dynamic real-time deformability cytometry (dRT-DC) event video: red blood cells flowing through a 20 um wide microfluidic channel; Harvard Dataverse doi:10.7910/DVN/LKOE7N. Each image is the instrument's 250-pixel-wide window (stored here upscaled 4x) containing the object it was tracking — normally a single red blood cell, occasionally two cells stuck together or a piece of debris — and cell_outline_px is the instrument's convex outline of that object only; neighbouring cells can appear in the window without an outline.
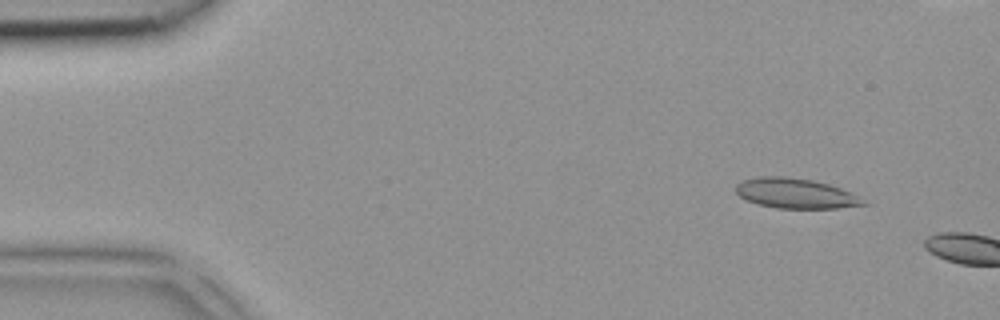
{"species": "common noctule bat (a hibernating species)", "species_latin": "Nyctalus noctula", "temperature_condition": "room temperature", "stored_images_in_passage": 2, "camera_frame_rate_fps": 3000, "um_per_image_px": 0.085, "animal": {"sex": "female", "body_mass_g": 18.4}, "frame": {"image": 1, "passage_image": 1, "time_ms": 0.0, "image_size_px": [1000, 320], "cell_outline_px": [[868, 204], [836, 208], [776, 208], [756, 204], [744, 200], [736, 192], [736, 184], [744, 180], [760, 176], [780, 176], [812, 180], [828, 184], [840, 188], [848, 192]], "centroid_in_image_um": [67.53, 16.44], "position_along_channel_um": 17.5, "area_um2": 21.96}}